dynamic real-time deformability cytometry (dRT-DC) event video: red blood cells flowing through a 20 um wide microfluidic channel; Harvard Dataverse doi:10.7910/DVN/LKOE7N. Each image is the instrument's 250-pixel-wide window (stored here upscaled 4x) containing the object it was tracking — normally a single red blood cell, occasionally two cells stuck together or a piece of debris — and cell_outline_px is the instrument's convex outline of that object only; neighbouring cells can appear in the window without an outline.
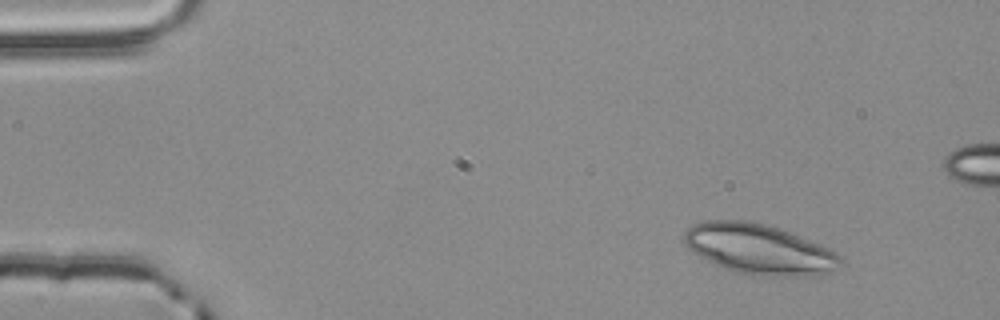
{"species": "common noctule bat (a hibernating species)", "species_latin": "Nyctalus noctula", "temperature_condition": "room temperature", "stored_images_in_passage": 4, "camera_frame_rate_fps": 3000, "um_per_image_px": 0.085, "animal": {"sex": "male", "body_mass_g": 20.4}, "frame": {"image": 1, "passage_image": 1, "time_ms": 0.0, "image_size_px": [1000, 320], "cell_outline_px": [[844, 264], [820, 276], [764, 276], [740, 272], [724, 268], [692, 252], [684, 244], [684, 232], [692, 224], [708, 220], [748, 220], [764, 224], [788, 232], [820, 244], [836, 252], [840, 256]], "centroid_in_image_um": [64.53, 21.18], "position_along_channel_um": 20.5, "area_um2": 45.49}}